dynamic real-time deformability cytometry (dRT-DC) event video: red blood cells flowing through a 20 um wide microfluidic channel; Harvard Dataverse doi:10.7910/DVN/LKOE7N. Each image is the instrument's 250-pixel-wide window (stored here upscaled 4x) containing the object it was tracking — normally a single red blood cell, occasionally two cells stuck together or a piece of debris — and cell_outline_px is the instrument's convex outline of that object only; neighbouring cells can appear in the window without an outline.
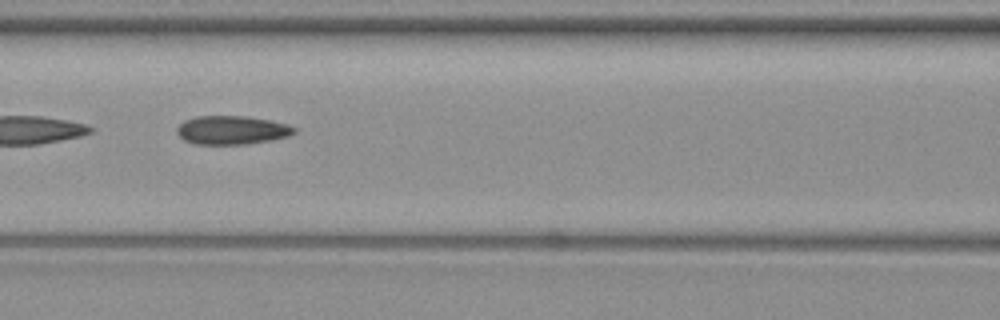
{"species": "common noctule bat (a hibernating species)", "species_latin": "Nyctalus noctula", "temperature_condition": "warm", "stored_images_in_passage": 52, "camera_frame_rate_fps": 3000, "um_per_image_px": 0.085, "animal": {"sex": "female", "body_mass_g": 19.3, "forearm_length_mm": 54.1}, "frame": {"image": 1, "passage_image": 24, "time_ms": 7.667, "image_size_px": [1000, 320], "cell_outline_px": [[296, 132], [288, 136], [272, 140], [244, 144], [192, 144], [184, 140], [176, 132], [176, 128], [184, 120], [196, 116], [244, 116], [272, 120], [288, 124], [296, 128]], "centroid_in_image_um": [19.7, 11.05], "position_along_channel_um": 146.9, "area_um2": 19.71}}
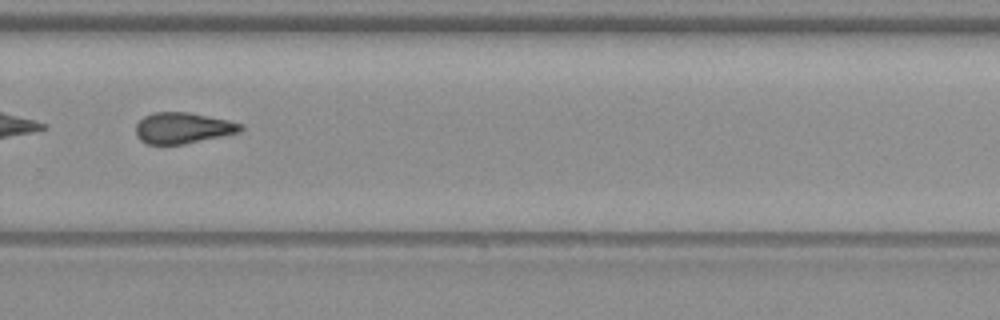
{"frame": {"image": 2, "passage_image": 37, "time_ms": 12.0, "image_size_px": [1000, 320], "cell_outline_px": [[244, 128], [240, 132], [184, 144], [148, 144], [140, 140], [136, 136], [136, 124], [144, 116], [156, 112], [188, 112], [228, 120], [244, 124]], "centroid_in_image_um": [15.55, 10.88], "position_along_channel_um": 314.3, "area_um2": 18.9}, "authors_computed_cell_mechanics": {"area_um2": 19.9988, "velocity_mm_per_s": 3.8719, "shape_relaxation_time_tau1_ms": null, "shape_relaxation_time_tau2_ms": 4.9155, "deformation_change_tau1": null, "deformation_change_tau2": 0.1143}}